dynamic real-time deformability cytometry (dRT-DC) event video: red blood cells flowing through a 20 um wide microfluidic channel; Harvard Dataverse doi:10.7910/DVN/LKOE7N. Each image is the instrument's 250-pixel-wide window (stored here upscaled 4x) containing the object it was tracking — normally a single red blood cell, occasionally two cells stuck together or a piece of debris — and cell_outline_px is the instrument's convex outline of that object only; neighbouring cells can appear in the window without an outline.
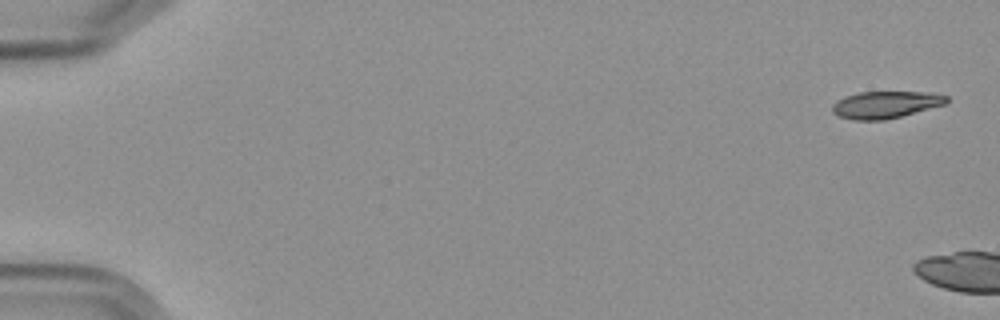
{"species": "Egyptian fruit bat (a non-hibernating species)", "species_latin": "Rousettus aegyptiacus", "temperature_condition": "cold", "stored_images_in_passage": 2, "camera_frame_rate_fps": 3000, "um_per_image_px": 0.085, "frame": {"image": 1, "passage_image": 1, "time_ms": 0.0, "image_size_px": [1000, 320], "cell_outline_px": [[948, 100], [944, 104], [900, 116], [884, 120], [852, 120], [836, 116], [832, 112], [832, 104], [836, 100], [844, 96], [860, 92], [928, 92], [948, 96]], "centroid_in_image_um": [75.19, 8.9], "position_along_channel_um": 9.8, "area_um2": 17.98}}